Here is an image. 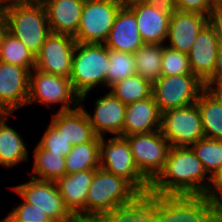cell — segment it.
Segmentation results:
<instances>
[{
    "mask_svg": "<svg viewBox=\"0 0 222 222\" xmlns=\"http://www.w3.org/2000/svg\"><path fill=\"white\" fill-rule=\"evenodd\" d=\"M203 84L205 89L215 93H222V45L218 51L214 71Z\"/></svg>",
    "mask_w": 222,
    "mask_h": 222,
    "instance_id": "37",
    "label": "cell"
},
{
    "mask_svg": "<svg viewBox=\"0 0 222 222\" xmlns=\"http://www.w3.org/2000/svg\"><path fill=\"white\" fill-rule=\"evenodd\" d=\"M177 10L209 16L213 8L208 0H175Z\"/></svg>",
    "mask_w": 222,
    "mask_h": 222,
    "instance_id": "39",
    "label": "cell"
},
{
    "mask_svg": "<svg viewBox=\"0 0 222 222\" xmlns=\"http://www.w3.org/2000/svg\"><path fill=\"white\" fill-rule=\"evenodd\" d=\"M211 182L203 163L190 146H171L163 170L150 183L159 195H205Z\"/></svg>",
    "mask_w": 222,
    "mask_h": 222,
    "instance_id": "1",
    "label": "cell"
},
{
    "mask_svg": "<svg viewBox=\"0 0 222 222\" xmlns=\"http://www.w3.org/2000/svg\"><path fill=\"white\" fill-rule=\"evenodd\" d=\"M207 24V15L176 10L170 17L165 45L188 54L198 33Z\"/></svg>",
    "mask_w": 222,
    "mask_h": 222,
    "instance_id": "16",
    "label": "cell"
},
{
    "mask_svg": "<svg viewBox=\"0 0 222 222\" xmlns=\"http://www.w3.org/2000/svg\"><path fill=\"white\" fill-rule=\"evenodd\" d=\"M51 123L73 146L88 143L97 135L89 122L85 110L79 105L68 111L53 113Z\"/></svg>",
    "mask_w": 222,
    "mask_h": 222,
    "instance_id": "23",
    "label": "cell"
},
{
    "mask_svg": "<svg viewBox=\"0 0 222 222\" xmlns=\"http://www.w3.org/2000/svg\"><path fill=\"white\" fill-rule=\"evenodd\" d=\"M208 24L214 29L222 45V6H215L211 9L208 16Z\"/></svg>",
    "mask_w": 222,
    "mask_h": 222,
    "instance_id": "40",
    "label": "cell"
},
{
    "mask_svg": "<svg viewBox=\"0 0 222 222\" xmlns=\"http://www.w3.org/2000/svg\"><path fill=\"white\" fill-rule=\"evenodd\" d=\"M94 222H159L156 218V194H139L132 202L102 214Z\"/></svg>",
    "mask_w": 222,
    "mask_h": 222,
    "instance_id": "24",
    "label": "cell"
},
{
    "mask_svg": "<svg viewBox=\"0 0 222 222\" xmlns=\"http://www.w3.org/2000/svg\"><path fill=\"white\" fill-rule=\"evenodd\" d=\"M129 142L134 162L140 173L151 183L163 170L170 143L160 130L145 134L125 136Z\"/></svg>",
    "mask_w": 222,
    "mask_h": 222,
    "instance_id": "11",
    "label": "cell"
},
{
    "mask_svg": "<svg viewBox=\"0 0 222 222\" xmlns=\"http://www.w3.org/2000/svg\"><path fill=\"white\" fill-rule=\"evenodd\" d=\"M204 196L222 211V168L212 175Z\"/></svg>",
    "mask_w": 222,
    "mask_h": 222,
    "instance_id": "38",
    "label": "cell"
},
{
    "mask_svg": "<svg viewBox=\"0 0 222 222\" xmlns=\"http://www.w3.org/2000/svg\"><path fill=\"white\" fill-rule=\"evenodd\" d=\"M161 69V76L192 73L188 55L174 50L165 44L163 45Z\"/></svg>",
    "mask_w": 222,
    "mask_h": 222,
    "instance_id": "34",
    "label": "cell"
},
{
    "mask_svg": "<svg viewBox=\"0 0 222 222\" xmlns=\"http://www.w3.org/2000/svg\"><path fill=\"white\" fill-rule=\"evenodd\" d=\"M160 132L171 146H191L204 137L197 103L162 112Z\"/></svg>",
    "mask_w": 222,
    "mask_h": 222,
    "instance_id": "12",
    "label": "cell"
},
{
    "mask_svg": "<svg viewBox=\"0 0 222 222\" xmlns=\"http://www.w3.org/2000/svg\"><path fill=\"white\" fill-rule=\"evenodd\" d=\"M1 26L19 39L35 56L51 34L45 8L35 0H5Z\"/></svg>",
    "mask_w": 222,
    "mask_h": 222,
    "instance_id": "2",
    "label": "cell"
},
{
    "mask_svg": "<svg viewBox=\"0 0 222 222\" xmlns=\"http://www.w3.org/2000/svg\"><path fill=\"white\" fill-rule=\"evenodd\" d=\"M29 179L10 188L25 202L45 212L53 222H79L66 208L55 181Z\"/></svg>",
    "mask_w": 222,
    "mask_h": 222,
    "instance_id": "10",
    "label": "cell"
},
{
    "mask_svg": "<svg viewBox=\"0 0 222 222\" xmlns=\"http://www.w3.org/2000/svg\"><path fill=\"white\" fill-rule=\"evenodd\" d=\"M163 45L144 44L133 53L136 73L152 84L162 75Z\"/></svg>",
    "mask_w": 222,
    "mask_h": 222,
    "instance_id": "29",
    "label": "cell"
},
{
    "mask_svg": "<svg viewBox=\"0 0 222 222\" xmlns=\"http://www.w3.org/2000/svg\"><path fill=\"white\" fill-rule=\"evenodd\" d=\"M108 68V48L104 44L76 43L69 79L80 103H85L89 92L99 85L107 88Z\"/></svg>",
    "mask_w": 222,
    "mask_h": 222,
    "instance_id": "3",
    "label": "cell"
},
{
    "mask_svg": "<svg viewBox=\"0 0 222 222\" xmlns=\"http://www.w3.org/2000/svg\"><path fill=\"white\" fill-rule=\"evenodd\" d=\"M203 82L193 73L161 76L152 84V95L162 112L195 104Z\"/></svg>",
    "mask_w": 222,
    "mask_h": 222,
    "instance_id": "8",
    "label": "cell"
},
{
    "mask_svg": "<svg viewBox=\"0 0 222 222\" xmlns=\"http://www.w3.org/2000/svg\"><path fill=\"white\" fill-rule=\"evenodd\" d=\"M85 0H46V11L51 33L75 36L80 24Z\"/></svg>",
    "mask_w": 222,
    "mask_h": 222,
    "instance_id": "21",
    "label": "cell"
},
{
    "mask_svg": "<svg viewBox=\"0 0 222 222\" xmlns=\"http://www.w3.org/2000/svg\"><path fill=\"white\" fill-rule=\"evenodd\" d=\"M121 1L124 5H128V4L133 3V2L144 1V0H121Z\"/></svg>",
    "mask_w": 222,
    "mask_h": 222,
    "instance_id": "45",
    "label": "cell"
},
{
    "mask_svg": "<svg viewBox=\"0 0 222 222\" xmlns=\"http://www.w3.org/2000/svg\"><path fill=\"white\" fill-rule=\"evenodd\" d=\"M12 112L4 105V103L0 100V121L11 117Z\"/></svg>",
    "mask_w": 222,
    "mask_h": 222,
    "instance_id": "42",
    "label": "cell"
},
{
    "mask_svg": "<svg viewBox=\"0 0 222 222\" xmlns=\"http://www.w3.org/2000/svg\"><path fill=\"white\" fill-rule=\"evenodd\" d=\"M84 103L80 106L85 110L95 134L104 137L106 133L123 137L126 105L123 104L110 90L104 96L94 101V113L87 112Z\"/></svg>",
    "mask_w": 222,
    "mask_h": 222,
    "instance_id": "14",
    "label": "cell"
},
{
    "mask_svg": "<svg viewBox=\"0 0 222 222\" xmlns=\"http://www.w3.org/2000/svg\"><path fill=\"white\" fill-rule=\"evenodd\" d=\"M196 103L201 115L204 137L222 140V97L204 88Z\"/></svg>",
    "mask_w": 222,
    "mask_h": 222,
    "instance_id": "26",
    "label": "cell"
},
{
    "mask_svg": "<svg viewBox=\"0 0 222 222\" xmlns=\"http://www.w3.org/2000/svg\"><path fill=\"white\" fill-rule=\"evenodd\" d=\"M139 194L127 180L96 169L86 197V222L132 202Z\"/></svg>",
    "mask_w": 222,
    "mask_h": 222,
    "instance_id": "4",
    "label": "cell"
},
{
    "mask_svg": "<svg viewBox=\"0 0 222 222\" xmlns=\"http://www.w3.org/2000/svg\"><path fill=\"white\" fill-rule=\"evenodd\" d=\"M35 1L40 2V3H43V2H45L46 0H35Z\"/></svg>",
    "mask_w": 222,
    "mask_h": 222,
    "instance_id": "47",
    "label": "cell"
},
{
    "mask_svg": "<svg viewBox=\"0 0 222 222\" xmlns=\"http://www.w3.org/2000/svg\"><path fill=\"white\" fill-rule=\"evenodd\" d=\"M95 170L65 174L55 181L66 208L79 222H86V197Z\"/></svg>",
    "mask_w": 222,
    "mask_h": 222,
    "instance_id": "17",
    "label": "cell"
},
{
    "mask_svg": "<svg viewBox=\"0 0 222 222\" xmlns=\"http://www.w3.org/2000/svg\"><path fill=\"white\" fill-rule=\"evenodd\" d=\"M29 83L27 68L0 61V100L13 114L27 106Z\"/></svg>",
    "mask_w": 222,
    "mask_h": 222,
    "instance_id": "15",
    "label": "cell"
},
{
    "mask_svg": "<svg viewBox=\"0 0 222 222\" xmlns=\"http://www.w3.org/2000/svg\"><path fill=\"white\" fill-rule=\"evenodd\" d=\"M9 119L10 117L0 121V165L8 169L29 161L30 154L21 134L7 125Z\"/></svg>",
    "mask_w": 222,
    "mask_h": 222,
    "instance_id": "25",
    "label": "cell"
},
{
    "mask_svg": "<svg viewBox=\"0 0 222 222\" xmlns=\"http://www.w3.org/2000/svg\"><path fill=\"white\" fill-rule=\"evenodd\" d=\"M126 106L152 95V83L136 74L117 82L109 89Z\"/></svg>",
    "mask_w": 222,
    "mask_h": 222,
    "instance_id": "31",
    "label": "cell"
},
{
    "mask_svg": "<svg viewBox=\"0 0 222 222\" xmlns=\"http://www.w3.org/2000/svg\"><path fill=\"white\" fill-rule=\"evenodd\" d=\"M1 8H2V2H0V27H1Z\"/></svg>",
    "mask_w": 222,
    "mask_h": 222,
    "instance_id": "46",
    "label": "cell"
},
{
    "mask_svg": "<svg viewBox=\"0 0 222 222\" xmlns=\"http://www.w3.org/2000/svg\"><path fill=\"white\" fill-rule=\"evenodd\" d=\"M127 6L135 14L142 41L145 44H165L172 14L156 10L144 1Z\"/></svg>",
    "mask_w": 222,
    "mask_h": 222,
    "instance_id": "20",
    "label": "cell"
},
{
    "mask_svg": "<svg viewBox=\"0 0 222 222\" xmlns=\"http://www.w3.org/2000/svg\"><path fill=\"white\" fill-rule=\"evenodd\" d=\"M161 111L153 95L126 106L123 137L160 130Z\"/></svg>",
    "mask_w": 222,
    "mask_h": 222,
    "instance_id": "22",
    "label": "cell"
},
{
    "mask_svg": "<svg viewBox=\"0 0 222 222\" xmlns=\"http://www.w3.org/2000/svg\"><path fill=\"white\" fill-rule=\"evenodd\" d=\"M220 46V41L209 24L195 38L187 55L192 73L202 82L213 73Z\"/></svg>",
    "mask_w": 222,
    "mask_h": 222,
    "instance_id": "18",
    "label": "cell"
},
{
    "mask_svg": "<svg viewBox=\"0 0 222 222\" xmlns=\"http://www.w3.org/2000/svg\"><path fill=\"white\" fill-rule=\"evenodd\" d=\"M107 89L127 77L136 75L134 54L108 49Z\"/></svg>",
    "mask_w": 222,
    "mask_h": 222,
    "instance_id": "33",
    "label": "cell"
},
{
    "mask_svg": "<svg viewBox=\"0 0 222 222\" xmlns=\"http://www.w3.org/2000/svg\"><path fill=\"white\" fill-rule=\"evenodd\" d=\"M0 61L22 66L31 71L36 56L17 38L0 27Z\"/></svg>",
    "mask_w": 222,
    "mask_h": 222,
    "instance_id": "28",
    "label": "cell"
},
{
    "mask_svg": "<svg viewBox=\"0 0 222 222\" xmlns=\"http://www.w3.org/2000/svg\"><path fill=\"white\" fill-rule=\"evenodd\" d=\"M212 7L222 6V0H208Z\"/></svg>",
    "mask_w": 222,
    "mask_h": 222,
    "instance_id": "44",
    "label": "cell"
},
{
    "mask_svg": "<svg viewBox=\"0 0 222 222\" xmlns=\"http://www.w3.org/2000/svg\"><path fill=\"white\" fill-rule=\"evenodd\" d=\"M76 43L73 36L51 33L36 55L35 68L47 74L70 78Z\"/></svg>",
    "mask_w": 222,
    "mask_h": 222,
    "instance_id": "13",
    "label": "cell"
},
{
    "mask_svg": "<svg viewBox=\"0 0 222 222\" xmlns=\"http://www.w3.org/2000/svg\"><path fill=\"white\" fill-rule=\"evenodd\" d=\"M33 169L29 177L38 180L56 181L66 174L65 157L44 150L38 144L33 150Z\"/></svg>",
    "mask_w": 222,
    "mask_h": 222,
    "instance_id": "27",
    "label": "cell"
},
{
    "mask_svg": "<svg viewBox=\"0 0 222 222\" xmlns=\"http://www.w3.org/2000/svg\"><path fill=\"white\" fill-rule=\"evenodd\" d=\"M99 164L106 172L127 180L140 194L149 192L150 182L136 166L125 137H99Z\"/></svg>",
    "mask_w": 222,
    "mask_h": 222,
    "instance_id": "6",
    "label": "cell"
},
{
    "mask_svg": "<svg viewBox=\"0 0 222 222\" xmlns=\"http://www.w3.org/2000/svg\"><path fill=\"white\" fill-rule=\"evenodd\" d=\"M44 150L51 153L66 156L72 149L73 145L66 140L62 132H59L51 123L48 124L39 142L37 143Z\"/></svg>",
    "mask_w": 222,
    "mask_h": 222,
    "instance_id": "35",
    "label": "cell"
},
{
    "mask_svg": "<svg viewBox=\"0 0 222 222\" xmlns=\"http://www.w3.org/2000/svg\"><path fill=\"white\" fill-rule=\"evenodd\" d=\"M9 212L17 221L20 222H53L45 212L35 208L31 204L22 202L11 208Z\"/></svg>",
    "mask_w": 222,
    "mask_h": 222,
    "instance_id": "36",
    "label": "cell"
},
{
    "mask_svg": "<svg viewBox=\"0 0 222 222\" xmlns=\"http://www.w3.org/2000/svg\"><path fill=\"white\" fill-rule=\"evenodd\" d=\"M66 174L98 169L99 164V136L88 143L73 146L65 156Z\"/></svg>",
    "mask_w": 222,
    "mask_h": 222,
    "instance_id": "30",
    "label": "cell"
},
{
    "mask_svg": "<svg viewBox=\"0 0 222 222\" xmlns=\"http://www.w3.org/2000/svg\"><path fill=\"white\" fill-rule=\"evenodd\" d=\"M149 6L156 10L172 14L177 10L175 0H144Z\"/></svg>",
    "mask_w": 222,
    "mask_h": 222,
    "instance_id": "41",
    "label": "cell"
},
{
    "mask_svg": "<svg viewBox=\"0 0 222 222\" xmlns=\"http://www.w3.org/2000/svg\"><path fill=\"white\" fill-rule=\"evenodd\" d=\"M60 105L57 112L73 110L80 105V96L74 91L69 78L47 74L33 68L30 71L29 97L27 105Z\"/></svg>",
    "mask_w": 222,
    "mask_h": 222,
    "instance_id": "7",
    "label": "cell"
},
{
    "mask_svg": "<svg viewBox=\"0 0 222 222\" xmlns=\"http://www.w3.org/2000/svg\"><path fill=\"white\" fill-rule=\"evenodd\" d=\"M0 222H20L17 221L9 212L7 216L3 217V219Z\"/></svg>",
    "mask_w": 222,
    "mask_h": 222,
    "instance_id": "43",
    "label": "cell"
},
{
    "mask_svg": "<svg viewBox=\"0 0 222 222\" xmlns=\"http://www.w3.org/2000/svg\"><path fill=\"white\" fill-rule=\"evenodd\" d=\"M159 222H222V211L204 195L156 194Z\"/></svg>",
    "mask_w": 222,
    "mask_h": 222,
    "instance_id": "5",
    "label": "cell"
},
{
    "mask_svg": "<svg viewBox=\"0 0 222 222\" xmlns=\"http://www.w3.org/2000/svg\"><path fill=\"white\" fill-rule=\"evenodd\" d=\"M103 44L108 49L132 54L145 44L140 37L135 14L127 5L119 9Z\"/></svg>",
    "mask_w": 222,
    "mask_h": 222,
    "instance_id": "19",
    "label": "cell"
},
{
    "mask_svg": "<svg viewBox=\"0 0 222 222\" xmlns=\"http://www.w3.org/2000/svg\"><path fill=\"white\" fill-rule=\"evenodd\" d=\"M123 5L121 0H85L76 42L103 44Z\"/></svg>",
    "mask_w": 222,
    "mask_h": 222,
    "instance_id": "9",
    "label": "cell"
},
{
    "mask_svg": "<svg viewBox=\"0 0 222 222\" xmlns=\"http://www.w3.org/2000/svg\"><path fill=\"white\" fill-rule=\"evenodd\" d=\"M190 147L211 177L222 168V140L202 137Z\"/></svg>",
    "mask_w": 222,
    "mask_h": 222,
    "instance_id": "32",
    "label": "cell"
}]
</instances>
